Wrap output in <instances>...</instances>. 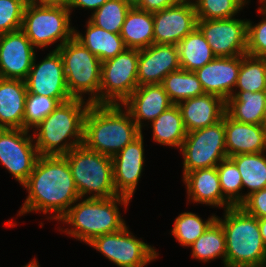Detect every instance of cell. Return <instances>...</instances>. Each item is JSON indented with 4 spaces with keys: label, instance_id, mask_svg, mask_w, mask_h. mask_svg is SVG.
Here are the masks:
<instances>
[{
    "label": "cell",
    "instance_id": "cell-45",
    "mask_svg": "<svg viewBox=\"0 0 266 267\" xmlns=\"http://www.w3.org/2000/svg\"><path fill=\"white\" fill-rule=\"evenodd\" d=\"M258 224L264 245L266 246V218H259Z\"/></svg>",
    "mask_w": 266,
    "mask_h": 267
},
{
    "label": "cell",
    "instance_id": "cell-32",
    "mask_svg": "<svg viewBox=\"0 0 266 267\" xmlns=\"http://www.w3.org/2000/svg\"><path fill=\"white\" fill-rule=\"evenodd\" d=\"M161 85L173 104L205 94L196 73L184 69L170 72Z\"/></svg>",
    "mask_w": 266,
    "mask_h": 267
},
{
    "label": "cell",
    "instance_id": "cell-41",
    "mask_svg": "<svg viewBox=\"0 0 266 267\" xmlns=\"http://www.w3.org/2000/svg\"><path fill=\"white\" fill-rule=\"evenodd\" d=\"M239 206L258 219L266 218V188L253 192Z\"/></svg>",
    "mask_w": 266,
    "mask_h": 267
},
{
    "label": "cell",
    "instance_id": "cell-34",
    "mask_svg": "<svg viewBox=\"0 0 266 267\" xmlns=\"http://www.w3.org/2000/svg\"><path fill=\"white\" fill-rule=\"evenodd\" d=\"M216 219V215L203 220L193 212H183L174 221L171 234L183 247H188L194 243Z\"/></svg>",
    "mask_w": 266,
    "mask_h": 267
},
{
    "label": "cell",
    "instance_id": "cell-14",
    "mask_svg": "<svg viewBox=\"0 0 266 267\" xmlns=\"http://www.w3.org/2000/svg\"><path fill=\"white\" fill-rule=\"evenodd\" d=\"M25 83L31 94L56 98L60 103L72 98L67 89L61 55L54 49L37 64L35 55Z\"/></svg>",
    "mask_w": 266,
    "mask_h": 267
},
{
    "label": "cell",
    "instance_id": "cell-43",
    "mask_svg": "<svg viewBox=\"0 0 266 267\" xmlns=\"http://www.w3.org/2000/svg\"><path fill=\"white\" fill-rule=\"evenodd\" d=\"M107 1L108 0H68L67 7L70 10L71 14L75 8H82L94 12Z\"/></svg>",
    "mask_w": 266,
    "mask_h": 267
},
{
    "label": "cell",
    "instance_id": "cell-46",
    "mask_svg": "<svg viewBox=\"0 0 266 267\" xmlns=\"http://www.w3.org/2000/svg\"><path fill=\"white\" fill-rule=\"evenodd\" d=\"M21 267H40L39 262L36 258L32 259L28 264L21 266Z\"/></svg>",
    "mask_w": 266,
    "mask_h": 267
},
{
    "label": "cell",
    "instance_id": "cell-16",
    "mask_svg": "<svg viewBox=\"0 0 266 267\" xmlns=\"http://www.w3.org/2000/svg\"><path fill=\"white\" fill-rule=\"evenodd\" d=\"M36 48L20 29L0 35V77L25 81Z\"/></svg>",
    "mask_w": 266,
    "mask_h": 267
},
{
    "label": "cell",
    "instance_id": "cell-3",
    "mask_svg": "<svg viewBox=\"0 0 266 267\" xmlns=\"http://www.w3.org/2000/svg\"><path fill=\"white\" fill-rule=\"evenodd\" d=\"M130 201L121 195L110 198L80 197L58 220L70 228L58 230L87 245L98 236L119 231L126 226L118 206L123 205L127 210Z\"/></svg>",
    "mask_w": 266,
    "mask_h": 267
},
{
    "label": "cell",
    "instance_id": "cell-10",
    "mask_svg": "<svg viewBox=\"0 0 266 267\" xmlns=\"http://www.w3.org/2000/svg\"><path fill=\"white\" fill-rule=\"evenodd\" d=\"M183 158V176L198 169L216 167L227 158L224 115L208 127L187 132L180 149Z\"/></svg>",
    "mask_w": 266,
    "mask_h": 267
},
{
    "label": "cell",
    "instance_id": "cell-24",
    "mask_svg": "<svg viewBox=\"0 0 266 267\" xmlns=\"http://www.w3.org/2000/svg\"><path fill=\"white\" fill-rule=\"evenodd\" d=\"M26 83L0 77V128L23 129Z\"/></svg>",
    "mask_w": 266,
    "mask_h": 267
},
{
    "label": "cell",
    "instance_id": "cell-37",
    "mask_svg": "<svg viewBox=\"0 0 266 267\" xmlns=\"http://www.w3.org/2000/svg\"><path fill=\"white\" fill-rule=\"evenodd\" d=\"M250 0H195L198 20H217L235 17Z\"/></svg>",
    "mask_w": 266,
    "mask_h": 267
},
{
    "label": "cell",
    "instance_id": "cell-5",
    "mask_svg": "<svg viewBox=\"0 0 266 267\" xmlns=\"http://www.w3.org/2000/svg\"><path fill=\"white\" fill-rule=\"evenodd\" d=\"M223 219L216 216L226 238L225 267H257L266 261L258 218L240 206L224 210Z\"/></svg>",
    "mask_w": 266,
    "mask_h": 267
},
{
    "label": "cell",
    "instance_id": "cell-44",
    "mask_svg": "<svg viewBox=\"0 0 266 267\" xmlns=\"http://www.w3.org/2000/svg\"><path fill=\"white\" fill-rule=\"evenodd\" d=\"M35 4L67 5L68 0H29Z\"/></svg>",
    "mask_w": 266,
    "mask_h": 267
},
{
    "label": "cell",
    "instance_id": "cell-29",
    "mask_svg": "<svg viewBox=\"0 0 266 267\" xmlns=\"http://www.w3.org/2000/svg\"><path fill=\"white\" fill-rule=\"evenodd\" d=\"M177 47L181 69L186 71L195 72L216 57L198 28L182 39Z\"/></svg>",
    "mask_w": 266,
    "mask_h": 267
},
{
    "label": "cell",
    "instance_id": "cell-2",
    "mask_svg": "<svg viewBox=\"0 0 266 267\" xmlns=\"http://www.w3.org/2000/svg\"><path fill=\"white\" fill-rule=\"evenodd\" d=\"M142 131L129 111L117 104H90L84 118L83 145L113 157Z\"/></svg>",
    "mask_w": 266,
    "mask_h": 267
},
{
    "label": "cell",
    "instance_id": "cell-26",
    "mask_svg": "<svg viewBox=\"0 0 266 267\" xmlns=\"http://www.w3.org/2000/svg\"><path fill=\"white\" fill-rule=\"evenodd\" d=\"M153 13L131 7L122 25L120 36L130 49H145L154 44Z\"/></svg>",
    "mask_w": 266,
    "mask_h": 267
},
{
    "label": "cell",
    "instance_id": "cell-15",
    "mask_svg": "<svg viewBox=\"0 0 266 267\" xmlns=\"http://www.w3.org/2000/svg\"><path fill=\"white\" fill-rule=\"evenodd\" d=\"M194 2L179 1L153 13L154 44L177 45L197 28Z\"/></svg>",
    "mask_w": 266,
    "mask_h": 267
},
{
    "label": "cell",
    "instance_id": "cell-17",
    "mask_svg": "<svg viewBox=\"0 0 266 267\" xmlns=\"http://www.w3.org/2000/svg\"><path fill=\"white\" fill-rule=\"evenodd\" d=\"M143 133L112 157L114 185L118 195L132 199L145 163Z\"/></svg>",
    "mask_w": 266,
    "mask_h": 267
},
{
    "label": "cell",
    "instance_id": "cell-21",
    "mask_svg": "<svg viewBox=\"0 0 266 267\" xmlns=\"http://www.w3.org/2000/svg\"><path fill=\"white\" fill-rule=\"evenodd\" d=\"M188 203L205 204L224 210L233 205L223 196L216 167L190 171L183 176Z\"/></svg>",
    "mask_w": 266,
    "mask_h": 267
},
{
    "label": "cell",
    "instance_id": "cell-50",
    "mask_svg": "<svg viewBox=\"0 0 266 267\" xmlns=\"http://www.w3.org/2000/svg\"><path fill=\"white\" fill-rule=\"evenodd\" d=\"M257 267H266V261L262 262L259 266Z\"/></svg>",
    "mask_w": 266,
    "mask_h": 267
},
{
    "label": "cell",
    "instance_id": "cell-8",
    "mask_svg": "<svg viewBox=\"0 0 266 267\" xmlns=\"http://www.w3.org/2000/svg\"><path fill=\"white\" fill-rule=\"evenodd\" d=\"M60 53L67 89L72 98L99 104L101 60L74 37L57 49ZM89 97L85 99V95ZM84 98V99H83Z\"/></svg>",
    "mask_w": 266,
    "mask_h": 267
},
{
    "label": "cell",
    "instance_id": "cell-11",
    "mask_svg": "<svg viewBox=\"0 0 266 267\" xmlns=\"http://www.w3.org/2000/svg\"><path fill=\"white\" fill-rule=\"evenodd\" d=\"M140 239L126 225L119 231L94 238L88 245L118 267H145L157 259L159 253Z\"/></svg>",
    "mask_w": 266,
    "mask_h": 267
},
{
    "label": "cell",
    "instance_id": "cell-13",
    "mask_svg": "<svg viewBox=\"0 0 266 267\" xmlns=\"http://www.w3.org/2000/svg\"><path fill=\"white\" fill-rule=\"evenodd\" d=\"M197 28L216 57L247 54V20L239 18L198 20Z\"/></svg>",
    "mask_w": 266,
    "mask_h": 267
},
{
    "label": "cell",
    "instance_id": "cell-18",
    "mask_svg": "<svg viewBox=\"0 0 266 267\" xmlns=\"http://www.w3.org/2000/svg\"><path fill=\"white\" fill-rule=\"evenodd\" d=\"M181 69L177 45L152 44L139 50L138 86L161 84L170 73Z\"/></svg>",
    "mask_w": 266,
    "mask_h": 267
},
{
    "label": "cell",
    "instance_id": "cell-6",
    "mask_svg": "<svg viewBox=\"0 0 266 267\" xmlns=\"http://www.w3.org/2000/svg\"><path fill=\"white\" fill-rule=\"evenodd\" d=\"M63 156L68 161L80 197L110 198L118 195L112 157L89 150L84 145L73 148Z\"/></svg>",
    "mask_w": 266,
    "mask_h": 267
},
{
    "label": "cell",
    "instance_id": "cell-22",
    "mask_svg": "<svg viewBox=\"0 0 266 267\" xmlns=\"http://www.w3.org/2000/svg\"><path fill=\"white\" fill-rule=\"evenodd\" d=\"M224 128L228 157L266 152V129L263 125L236 121L225 112Z\"/></svg>",
    "mask_w": 266,
    "mask_h": 267
},
{
    "label": "cell",
    "instance_id": "cell-25",
    "mask_svg": "<svg viewBox=\"0 0 266 267\" xmlns=\"http://www.w3.org/2000/svg\"><path fill=\"white\" fill-rule=\"evenodd\" d=\"M86 24L84 34L74 29V38L98 57L101 62L114 58L127 48L120 33H112L97 27L89 19Z\"/></svg>",
    "mask_w": 266,
    "mask_h": 267
},
{
    "label": "cell",
    "instance_id": "cell-48",
    "mask_svg": "<svg viewBox=\"0 0 266 267\" xmlns=\"http://www.w3.org/2000/svg\"><path fill=\"white\" fill-rule=\"evenodd\" d=\"M264 92H265V107H264V113L262 117V125L266 129V90Z\"/></svg>",
    "mask_w": 266,
    "mask_h": 267
},
{
    "label": "cell",
    "instance_id": "cell-9",
    "mask_svg": "<svg viewBox=\"0 0 266 267\" xmlns=\"http://www.w3.org/2000/svg\"><path fill=\"white\" fill-rule=\"evenodd\" d=\"M139 50L126 48L102 62L99 104L122 105L137 89Z\"/></svg>",
    "mask_w": 266,
    "mask_h": 267
},
{
    "label": "cell",
    "instance_id": "cell-23",
    "mask_svg": "<svg viewBox=\"0 0 266 267\" xmlns=\"http://www.w3.org/2000/svg\"><path fill=\"white\" fill-rule=\"evenodd\" d=\"M187 132L202 129L220 121L226 101L214 94H203L177 104Z\"/></svg>",
    "mask_w": 266,
    "mask_h": 267
},
{
    "label": "cell",
    "instance_id": "cell-31",
    "mask_svg": "<svg viewBox=\"0 0 266 267\" xmlns=\"http://www.w3.org/2000/svg\"><path fill=\"white\" fill-rule=\"evenodd\" d=\"M191 255L199 261L209 262L221 258L225 267L226 238L222 225L215 219L192 245Z\"/></svg>",
    "mask_w": 266,
    "mask_h": 267
},
{
    "label": "cell",
    "instance_id": "cell-38",
    "mask_svg": "<svg viewBox=\"0 0 266 267\" xmlns=\"http://www.w3.org/2000/svg\"><path fill=\"white\" fill-rule=\"evenodd\" d=\"M60 104L56 98L35 95L27 92L23 129L32 130Z\"/></svg>",
    "mask_w": 266,
    "mask_h": 267
},
{
    "label": "cell",
    "instance_id": "cell-27",
    "mask_svg": "<svg viewBox=\"0 0 266 267\" xmlns=\"http://www.w3.org/2000/svg\"><path fill=\"white\" fill-rule=\"evenodd\" d=\"M152 140L163 146L181 149L187 131L177 104H173L150 123Z\"/></svg>",
    "mask_w": 266,
    "mask_h": 267
},
{
    "label": "cell",
    "instance_id": "cell-19",
    "mask_svg": "<svg viewBox=\"0 0 266 267\" xmlns=\"http://www.w3.org/2000/svg\"><path fill=\"white\" fill-rule=\"evenodd\" d=\"M242 55L215 57L211 62L195 71L202 88L226 101L234 92L241 65Z\"/></svg>",
    "mask_w": 266,
    "mask_h": 267
},
{
    "label": "cell",
    "instance_id": "cell-1",
    "mask_svg": "<svg viewBox=\"0 0 266 267\" xmlns=\"http://www.w3.org/2000/svg\"><path fill=\"white\" fill-rule=\"evenodd\" d=\"M28 192L17 216L31 212L53 213L59 220L80 198L67 159L63 155H39L28 180Z\"/></svg>",
    "mask_w": 266,
    "mask_h": 267
},
{
    "label": "cell",
    "instance_id": "cell-47",
    "mask_svg": "<svg viewBox=\"0 0 266 267\" xmlns=\"http://www.w3.org/2000/svg\"><path fill=\"white\" fill-rule=\"evenodd\" d=\"M130 7H137L141 0H124Z\"/></svg>",
    "mask_w": 266,
    "mask_h": 267
},
{
    "label": "cell",
    "instance_id": "cell-4",
    "mask_svg": "<svg viewBox=\"0 0 266 267\" xmlns=\"http://www.w3.org/2000/svg\"><path fill=\"white\" fill-rule=\"evenodd\" d=\"M90 103L71 98L60 103L33 130L39 155H64L83 145L84 118Z\"/></svg>",
    "mask_w": 266,
    "mask_h": 267
},
{
    "label": "cell",
    "instance_id": "cell-51",
    "mask_svg": "<svg viewBox=\"0 0 266 267\" xmlns=\"http://www.w3.org/2000/svg\"><path fill=\"white\" fill-rule=\"evenodd\" d=\"M179 1L194 2L195 0H179Z\"/></svg>",
    "mask_w": 266,
    "mask_h": 267
},
{
    "label": "cell",
    "instance_id": "cell-40",
    "mask_svg": "<svg viewBox=\"0 0 266 267\" xmlns=\"http://www.w3.org/2000/svg\"><path fill=\"white\" fill-rule=\"evenodd\" d=\"M258 13L264 17L260 22L247 20V54L266 58V12L258 7Z\"/></svg>",
    "mask_w": 266,
    "mask_h": 267
},
{
    "label": "cell",
    "instance_id": "cell-49",
    "mask_svg": "<svg viewBox=\"0 0 266 267\" xmlns=\"http://www.w3.org/2000/svg\"><path fill=\"white\" fill-rule=\"evenodd\" d=\"M261 4H262V5H260L259 7H260L263 11L266 12V0H263V1L261 2Z\"/></svg>",
    "mask_w": 266,
    "mask_h": 267
},
{
    "label": "cell",
    "instance_id": "cell-36",
    "mask_svg": "<svg viewBox=\"0 0 266 267\" xmlns=\"http://www.w3.org/2000/svg\"><path fill=\"white\" fill-rule=\"evenodd\" d=\"M223 196L233 205L239 206L245 200L242 194V179L235 162L227 157L216 166Z\"/></svg>",
    "mask_w": 266,
    "mask_h": 267
},
{
    "label": "cell",
    "instance_id": "cell-33",
    "mask_svg": "<svg viewBox=\"0 0 266 267\" xmlns=\"http://www.w3.org/2000/svg\"><path fill=\"white\" fill-rule=\"evenodd\" d=\"M265 90L266 58L254 57L248 54L242 55L239 75L234 92L254 93Z\"/></svg>",
    "mask_w": 266,
    "mask_h": 267
},
{
    "label": "cell",
    "instance_id": "cell-20",
    "mask_svg": "<svg viewBox=\"0 0 266 267\" xmlns=\"http://www.w3.org/2000/svg\"><path fill=\"white\" fill-rule=\"evenodd\" d=\"M172 105L173 103L161 84L138 86L122 104L141 131L146 126L142 122L147 120L151 123Z\"/></svg>",
    "mask_w": 266,
    "mask_h": 267
},
{
    "label": "cell",
    "instance_id": "cell-12",
    "mask_svg": "<svg viewBox=\"0 0 266 267\" xmlns=\"http://www.w3.org/2000/svg\"><path fill=\"white\" fill-rule=\"evenodd\" d=\"M29 132L0 128V162L20 185L28 180L39 157L33 135Z\"/></svg>",
    "mask_w": 266,
    "mask_h": 267
},
{
    "label": "cell",
    "instance_id": "cell-39",
    "mask_svg": "<svg viewBox=\"0 0 266 267\" xmlns=\"http://www.w3.org/2000/svg\"><path fill=\"white\" fill-rule=\"evenodd\" d=\"M29 0H0V35L20 30Z\"/></svg>",
    "mask_w": 266,
    "mask_h": 267
},
{
    "label": "cell",
    "instance_id": "cell-42",
    "mask_svg": "<svg viewBox=\"0 0 266 267\" xmlns=\"http://www.w3.org/2000/svg\"><path fill=\"white\" fill-rule=\"evenodd\" d=\"M177 2H179V0H141L140 4L136 8L154 13L168 8Z\"/></svg>",
    "mask_w": 266,
    "mask_h": 267
},
{
    "label": "cell",
    "instance_id": "cell-35",
    "mask_svg": "<svg viewBox=\"0 0 266 267\" xmlns=\"http://www.w3.org/2000/svg\"><path fill=\"white\" fill-rule=\"evenodd\" d=\"M131 7L124 0H108L91 13L89 20L97 27L120 33L127 12Z\"/></svg>",
    "mask_w": 266,
    "mask_h": 267
},
{
    "label": "cell",
    "instance_id": "cell-7",
    "mask_svg": "<svg viewBox=\"0 0 266 267\" xmlns=\"http://www.w3.org/2000/svg\"><path fill=\"white\" fill-rule=\"evenodd\" d=\"M71 12L67 5L27 2L21 30L35 48H46L60 41L54 50L74 37Z\"/></svg>",
    "mask_w": 266,
    "mask_h": 267
},
{
    "label": "cell",
    "instance_id": "cell-28",
    "mask_svg": "<svg viewBox=\"0 0 266 267\" xmlns=\"http://www.w3.org/2000/svg\"><path fill=\"white\" fill-rule=\"evenodd\" d=\"M265 92H233L226 100L225 112L234 120L262 125Z\"/></svg>",
    "mask_w": 266,
    "mask_h": 267
},
{
    "label": "cell",
    "instance_id": "cell-30",
    "mask_svg": "<svg viewBox=\"0 0 266 267\" xmlns=\"http://www.w3.org/2000/svg\"><path fill=\"white\" fill-rule=\"evenodd\" d=\"M265 153H246L230 157L240 172L243 188L248 189L245 198L253 192L266 188Z\"/></svg>",
    "mask_w": 266,
    "mask_h": 267
}]
</instances>
